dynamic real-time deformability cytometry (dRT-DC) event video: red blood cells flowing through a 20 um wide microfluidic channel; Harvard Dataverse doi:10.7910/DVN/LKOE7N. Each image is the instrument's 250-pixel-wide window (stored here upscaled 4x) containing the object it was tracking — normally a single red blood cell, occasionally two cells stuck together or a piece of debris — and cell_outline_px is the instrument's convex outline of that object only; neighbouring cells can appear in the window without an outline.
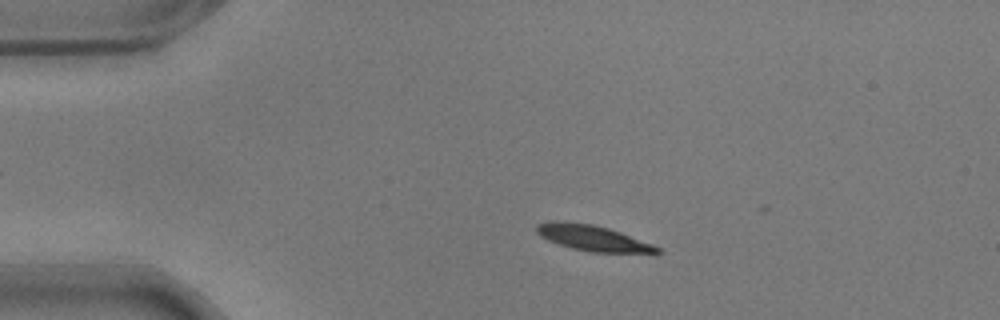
{"species": "common noctule bat (a hibernating species)", "species_latin": "Nyctalus noctula", "temperature_condition": "warm", "stored_images_in_passage": 48, "camera_frame_rate_fps": 3000, "um_per_image_px": 0.085, "animal": {"sex": "male", "body_mass_g": 17.9}, "frame": {"image": 1, "passage_image": 10, "time_ms": 3.0, "image_size_px": [1000, 320], "cell_outline_px": [[664, 252], [588, 252], [572, 248], [548, 240], [540, 236], [536, 232], [536, 224], [548, 220], [556, 220], [592, 224], [608, 228], [620, 232], [652, 244], [660, 248]], "centroid_in_image_um": [50.3, 20.21], "position_along_channel_um": 34.7, "area_um2": 17.86}}
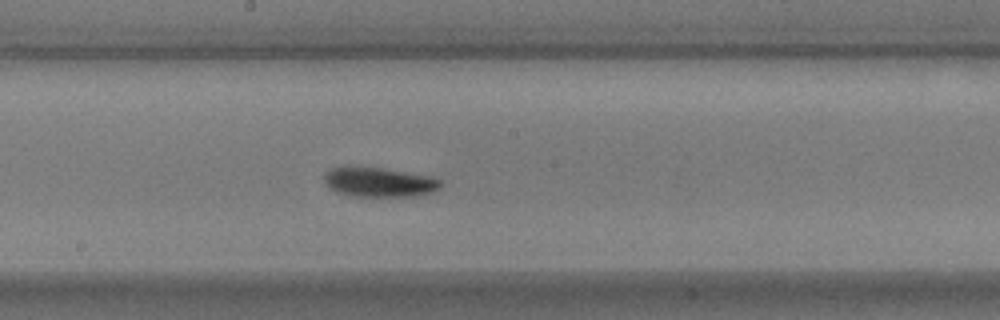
{"frame": {"image": 2, "passage_image": 29, "time_ms": 9.333, "image_size_px": [1000, 320], "cell_outline_px": [[444, 184], [440, 188], [432, 192], [416, 196], [356, 196], [336, 192], [328, 188], [324, 180], [324, 172], [332, 168], [344, 164], [384, 168], [432, 176], [440, 180]], "centroid_in_image_um": [32.19, 15.45], "position_along_channel_um": 216.0, "area_um2": 20.69}}
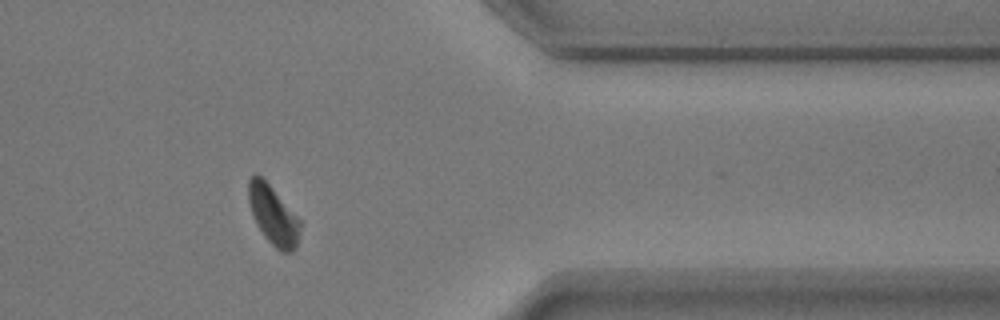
{"frame": {"image": 3, "passage_image": 45, "time_ms": 14.667, "image_size_px": [1000, 320], "cell_outline_px": [[300, 224], [296, 244], [292, 252], [280, 252], [264, 236], [256, 224], [252, 216], [248, 200], [248, 180], [256, 172], [272, 188], [300, 220]], "centroid_in_image_um": [23.17, 18.28], "position_along_channel_um": 388.2, "area_um2": 17.4}, "authors_computed_cell_mechanics": {"area_um2": 18.8428, "velocity_mm_per_s": 3.5515, "shape_relaxation_time_tau1_ms": 3.3188, "shape_relaxation_time_tau2_ms": 3.4923, "deformation_change_tau1": 0.1364, "deformation_change_tau2": 0.0656}}